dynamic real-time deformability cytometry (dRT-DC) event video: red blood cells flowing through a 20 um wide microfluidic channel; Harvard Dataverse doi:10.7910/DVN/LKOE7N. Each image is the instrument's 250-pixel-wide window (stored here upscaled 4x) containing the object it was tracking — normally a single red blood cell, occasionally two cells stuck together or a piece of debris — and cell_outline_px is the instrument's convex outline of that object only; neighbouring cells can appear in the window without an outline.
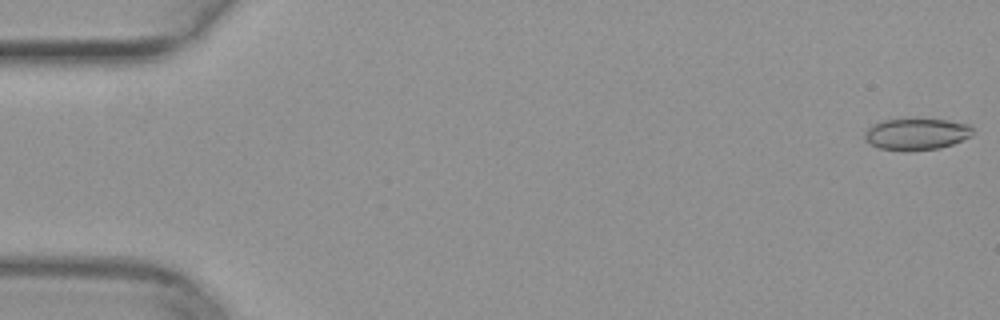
{"species": "common noctule bat (a hibernating species)", "species_latin": "Nyctalus noctula", "temperature_condition": "warm", "stored_images_in_passage": 51, "camera_frame_rate_fps": 3000, "um_per_image_px": 0.085, "animal": {"sex": "female", "body_mass_g": 29.2, "forearm_length_mm": 56.3}, "frame": {"image": 1, "passage_image": 1, "time_ms": 0.0, "image_size_px": [1000, 320], "cell_outline_px": [[972, 136], [952, 144], [940, 148], [904, 152], [880, 148], [864, 140], [864, 132], [872, 124], [884, 120], [916, 116], [948, 120], [972, 124]], "centroid_in_image_um": [77.9, 11.36], "position_along_channel_um": 7.1, "area_um2": 20.87}}
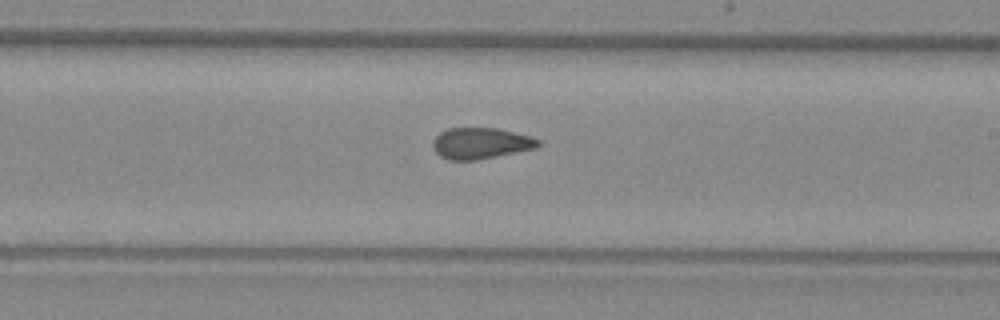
{"frame": {"image": 2, "passage_image": 30, "time_ms": 9.667, "image_size_px": [1000, 320], "cell_outline_px": [[540, 144], [532, 148], [476, 160], [448, 160], [440, 156], [436, 152], [432, 144], [436, 136], [440, 132], [448, 128], [496, 128], [532, 136], [540, 140]], "centroid_in_image_um": [40.82, 12.17], "position_along_channel_um": 248.2, "area_um2": 18.84}}
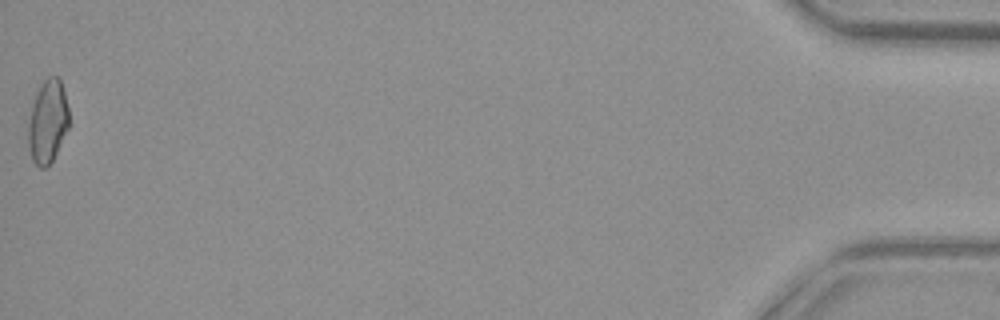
{"frame": {"image": 3, "passage_image": 51, "time_ms": 16.667, "image_size_px": [1000, 320], "cell_outline_px": [[68, 128], [52, 160], [44, 168], [40, 168], [32, 160], [28, 148], [28, 124], [32, 104], [36, 92], [40, 84], [48, 76], [56, 76], [60, 80], [64, 92], [68, 108]], "centroid_in_image_um": [4.03, 10.32], "position_along_channel_um": 431.2, "area_um2": 19.59}}